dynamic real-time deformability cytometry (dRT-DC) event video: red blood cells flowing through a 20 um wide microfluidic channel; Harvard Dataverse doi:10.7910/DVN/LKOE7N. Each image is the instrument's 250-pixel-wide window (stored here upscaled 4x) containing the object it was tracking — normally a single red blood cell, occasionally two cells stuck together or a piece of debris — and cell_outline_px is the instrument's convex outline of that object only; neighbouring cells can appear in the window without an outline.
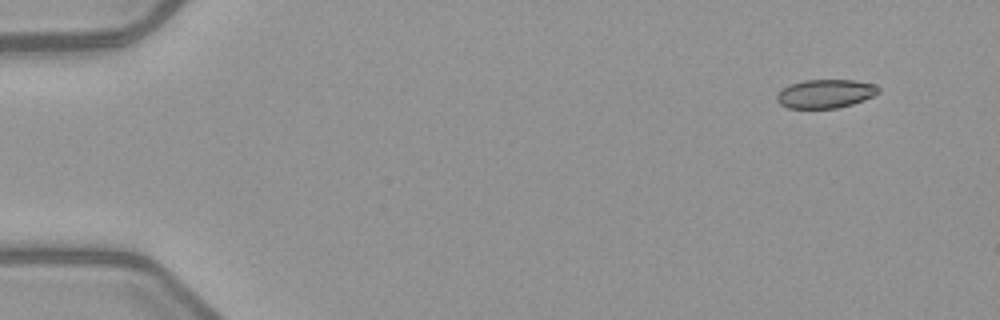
{"species": "common noctule bat (a hibernating species)", "species_latin": "Nyctalus noctula", "temperature_condition": "warm", "stored_images_in_passage": 5, "camera_frame_rate_fps": 3000, "um_per_image_px": 0.085, "animal": {"sex": "female", "body_mass_g": 21.9}, "frame": {"image": 1, "passage_image": 2, "time_ms": 1.0, "image_size_px": [1000, 320], "cell_outline_px": [[880, 92], [864, 100], [852, 104], [836, 108], [788, 108], [780, 104], [776, 100], [776, 96], [784, 88], [792, 84], [804, 80], [852, 80], [876, 84], [880, 88]], "centroid_in_image_um": [70.19, 7.96], "position_along_channel_um": 14.8, "area_um2": 16.88}}
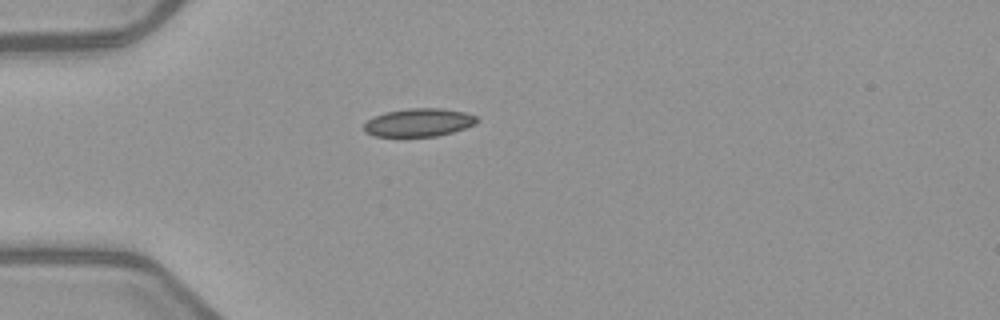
{"frame": {"image": 2, "passage_image": 5, "time_ms": 4.667, "image_size_px": [1000, 320], "cell_outline_px": [[480, 120], [476, 124], [452, 132], [436, 136], [376, 136], [364, 132], [364, 124], [368, 120], [384, 112], [408, 108], [440, 108], [464, 112], [476, 116]], "centroid_in_image_um": [35.61, 10.4], "position_along_channel_um": 49.4, "area_um2": 18.44}}